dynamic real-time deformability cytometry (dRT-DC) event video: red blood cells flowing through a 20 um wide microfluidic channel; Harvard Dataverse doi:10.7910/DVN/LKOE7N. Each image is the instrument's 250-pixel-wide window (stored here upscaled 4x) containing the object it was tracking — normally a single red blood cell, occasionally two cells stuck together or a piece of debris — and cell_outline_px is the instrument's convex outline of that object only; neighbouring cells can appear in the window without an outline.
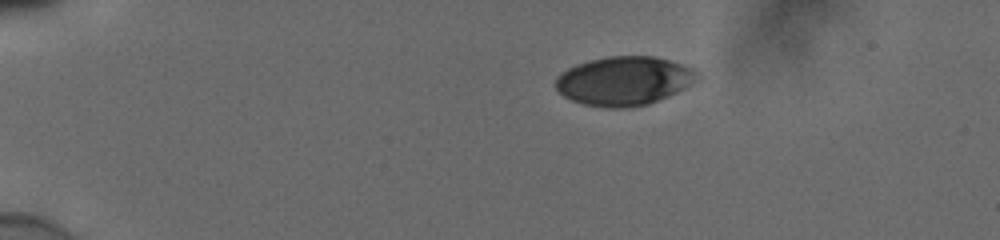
{"species": "human", "species_latin": "Homo sapiens", "temperature_condition": "cold", "stored_images_in_passage": 45, "camera_frame_rate_fps": 3000, "um_per_image_px": 0.085, "donor": {"sex": "male"}, "frame": {"image": 1, "passage_image": 1, "time_ms": 0.0, "image_size_px": [1000, 240], "cell_outline_px": [[704, 76], [700, 80], [668, 96], [648, 104], [624, 108], [608, 108], [584, 104], [572, 100], [564, 96], [556, 88], [556, 76], [560, 72], [576, 64], [588, 60], [608, 56], [656, 56], [696, 68]], "centroid_in_image_um": [53.1, 6.86], "position_along_channel_um": 31.9, "area_um2": 40.86}}
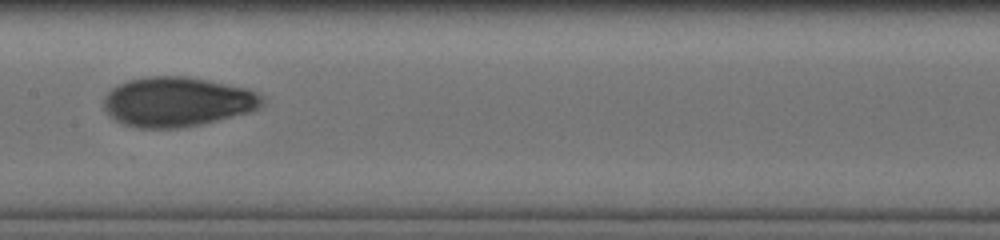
{"frame": {"image": 2, "passage_image": 20, "time_ms": 6.333, "image_size_px": [1000, 240], "cell_outline_px": [[264, 100], [256, 108], [248, 112], [200, 124], [176, 128], [140, 128], [124, 124], [116, 120], [104, 108], [104, 100], [108, 92], [116, 84], [128, 80], [148, 76], [184, 76], [244, 88], [256, 92], [264, 96]], "centroid_in_image_um": [15.02, 8.65], "position_along_channel_um": 192.4, "area_um2": 45.14}}
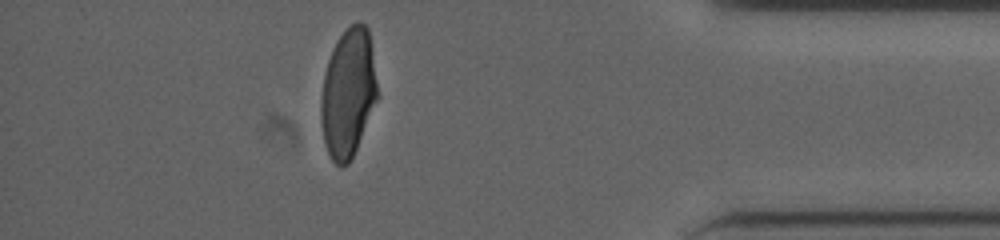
{"frame": {"image": 3, "passage_image": 39, "time_ms": 12.667, "image_size_px": [1000, 240], "cell_outline_px": [[380, 96], [356, 148], [348, 164], [340, 168], [332, 160], [324, 144], [320, 120], [320, 100], [324, 76], [328, 60], [332, 48], [336, 40], [356, 20], [360, 20], [368, 28]], "centroid_in_image_um": [29.6, 7.91], "position_along_channel_um": 405.6, "area_um2": 42.83}, "authors_computed_cell_mechanics": {"area_um2": 43.2344, "velocity_mm_per_s": 3.8738, "shape_relaxation_time_tau1_ms": 4.9794, "shape_relaxation_time_tau2_ms": 1.5197, "deformation_change_tau1": 0.1687, "deformation_change_tau2": 0.0574}}